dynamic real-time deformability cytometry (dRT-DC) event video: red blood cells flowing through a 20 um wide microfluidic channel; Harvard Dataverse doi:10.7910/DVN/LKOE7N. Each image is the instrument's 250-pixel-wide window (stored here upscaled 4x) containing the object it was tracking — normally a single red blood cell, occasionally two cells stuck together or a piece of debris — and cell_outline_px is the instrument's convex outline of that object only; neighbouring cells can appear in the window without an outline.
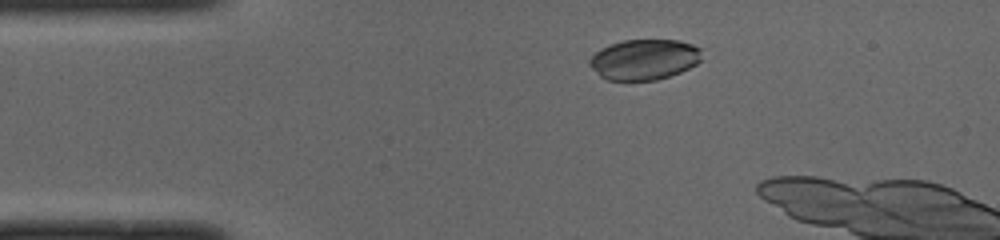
{"species": "common noctule bat (a hibernating species)", "species_latin": "Nyctalus noctula", "temperature_condition": "cold", "stored_images_in_passage": 12, "camera_frame_rate_fps": 3000, "um_per_image_px": 0.085, "animal": {"sex": "male", "body_mass_g": 19.0, "forearm_length_mm": 50.8}, "frame": {"image": 1, "passage_image": 7, "time_ms": 2.0, "image_size_px": [1000, 240], "cell_outline_px": [[700, 60], [696, 64], [680, 72], [656, 80], [608, 80], [600, 76], [588, 64], [588, 60], [600, 48], [624, 40], [680, 40], [692, 44], [700, 48]], "centroid_in_image_um": [54.74, 5.05], "position_along_channel_um": 30.3, "area_um2": 26.36}}